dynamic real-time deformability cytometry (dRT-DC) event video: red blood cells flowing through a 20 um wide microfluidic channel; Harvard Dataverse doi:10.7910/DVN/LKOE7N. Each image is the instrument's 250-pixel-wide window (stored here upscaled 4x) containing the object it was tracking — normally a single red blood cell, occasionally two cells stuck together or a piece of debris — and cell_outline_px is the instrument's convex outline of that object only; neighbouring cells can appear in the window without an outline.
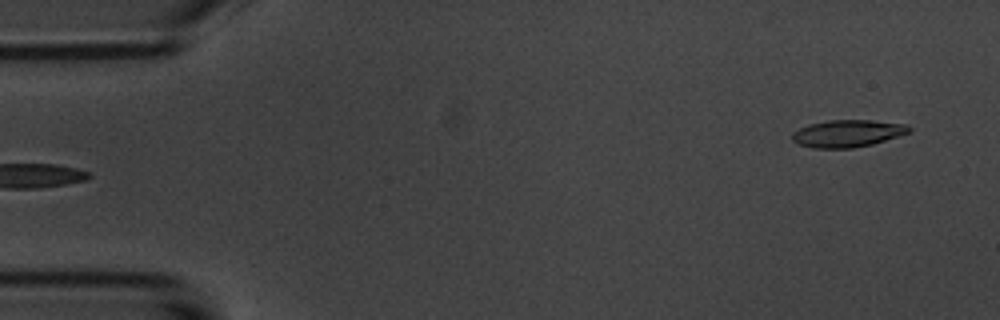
{"species": "common noctule bat (a hibernating species)", "species_latin": "Nyctalus noctula", "temperature_condition": "room temperature", "stored_images_in_passage": 6, "segment_of_instrument_passage": [2, 2], "camera_frame_rate_fps": 3000, "um_per_image_px": 0.085, "animal": {"sex": "male", "body_mass_g": 20.1, "forearm_length_mm": 53.5}, "frame": {"image": 1, "passage_image": 6, "time_ms": 5.667, "image_size_px": [1000, 320], "cell_outline_px": [[912, 132], [900, 136], [872, 144], [852, 148], [812, 148], [800, 144], [792, 140], [792, 132], [808, 124], [828, 120], [872, 120], [908, 124], [912, 128]], "centroid_in_image_um": [72.09, 11.33], "position_along_channel_um": 12.9, "area_um2": 18.73}}